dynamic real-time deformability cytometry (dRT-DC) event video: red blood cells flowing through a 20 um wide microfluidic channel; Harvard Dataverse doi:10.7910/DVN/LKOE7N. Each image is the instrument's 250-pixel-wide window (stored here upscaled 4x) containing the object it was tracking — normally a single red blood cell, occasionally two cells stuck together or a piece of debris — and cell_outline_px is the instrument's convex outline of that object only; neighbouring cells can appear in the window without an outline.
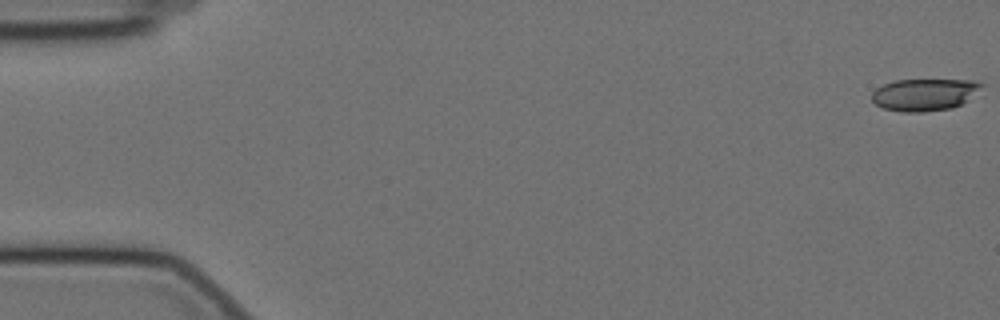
{"species": "Egyptian fruit bat (a non-hibernating species)", "species_latin": "Rousettus aegyptiacus", "temperature_condition": "cold", "stored_images_in_passage": 17, "camera_frame_rate_fps": 3000, "um_per_image_px": 0.085, "animal": {"sex": "female"}, "frame": {"image": 1, "passage_image": 1, "time_ms": 0.0, "image_size_px": [1000, 320], "cell_outline_px": [[984, 96], [952, 108], [924, 112], [900, 112], [884, 108], [876, 104], [872, 100], [872, 92], [876, 88], [884, 84], [896, 80], [972, 80], [984, 84]], "centroid_in_image_um": [78.74, 8.05], "position_along_channel_um": 6.3, "area_um2": 21.33}}
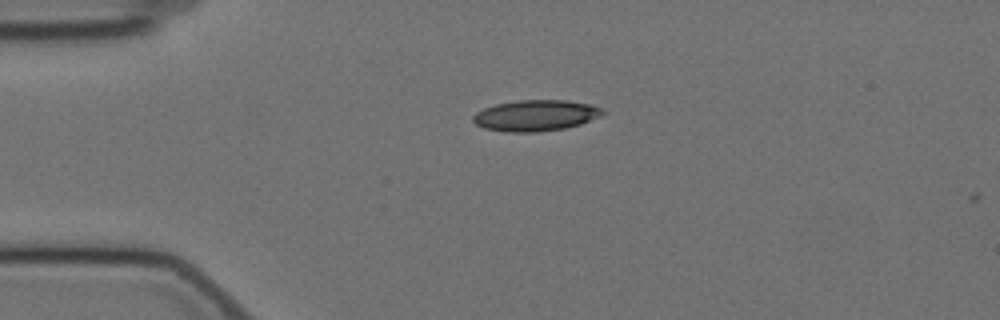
{"frame": {"image": 2, "passage_image": 14, "time_ms": 4.333, "image_size_px": [1000, 320], "cell_outline_px": [[608, 112], [600, 116], [580, 124], [564, 128], [536, 132], [508, 132], [484, 128], [476, 124], [472, 120], [472, 116], [476, 112], [484, 108], [496, 104], [516, 100], [564, 100], [592, 104], [604, 108]], "centroid_in_image_um": [45.56, 9.81], "position_along_channel_um": 39.4, "area_um2": 23.58}}